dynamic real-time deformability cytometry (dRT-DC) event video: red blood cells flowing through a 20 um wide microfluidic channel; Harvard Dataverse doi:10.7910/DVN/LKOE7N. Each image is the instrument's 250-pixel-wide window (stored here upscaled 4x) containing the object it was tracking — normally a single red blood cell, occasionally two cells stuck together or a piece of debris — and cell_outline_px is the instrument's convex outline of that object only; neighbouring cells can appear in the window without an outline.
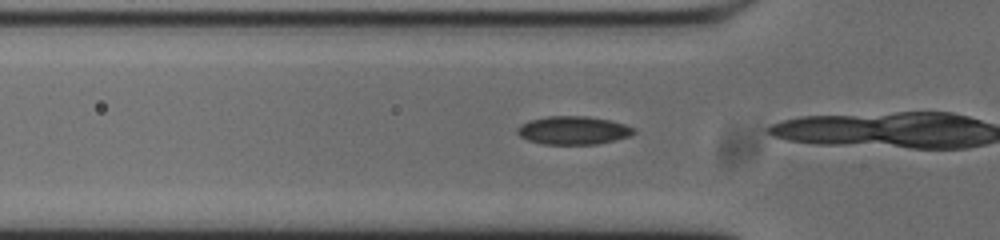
{"species": "common noctule bat (a hibernating species)", "species_latin": "Nyctalus noctula", "temperature_condition": "cold", "stored_images_in_passage": 15, "camera_frame_rate_fps": 3000, "um_per_image_px": 0.085, "animal": {"sex": "male", "body_mass_g": 20.0, "forearm_length_mm": 53.3}, "frame": {"image": 1, "passage_image": 13, "time_ms": 4.0, "image_size_px": [1000, 240], "cell_outline_px": [[636, 132], [628, 136], [596, 144], [544, 144], [528, 140], [520, 136], [516, 132], [516, 128], [520, 124], [528, 120], [548, 116], [588, 116], [608, 120], [624, 124], [632, 128]], "centroid_in_image_um": [48.65, 11.07], "position_along_channel_um": 77.1, "area_um2": 19.02}}